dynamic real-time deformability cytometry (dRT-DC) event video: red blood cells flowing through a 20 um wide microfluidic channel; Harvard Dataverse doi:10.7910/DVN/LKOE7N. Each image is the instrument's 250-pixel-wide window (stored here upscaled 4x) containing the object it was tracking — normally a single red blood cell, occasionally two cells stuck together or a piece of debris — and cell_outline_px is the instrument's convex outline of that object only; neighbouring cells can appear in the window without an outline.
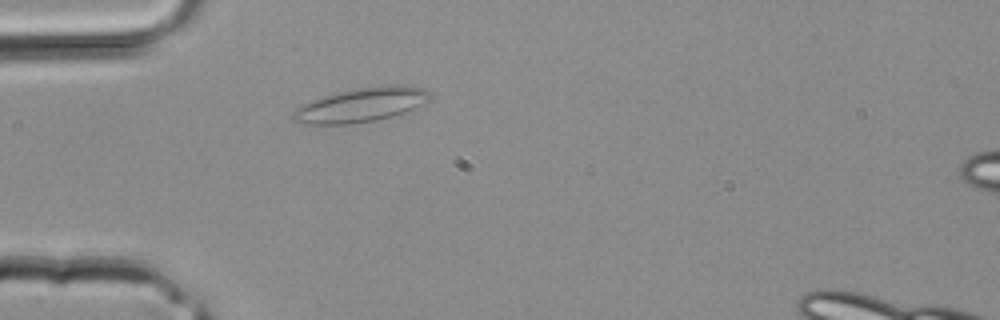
{"species": "common noctule bat (a hibernating species)", "species_latin": "Nyctalus noctula", "temperature_condition": "room temperature", "stored_images_in_passage": 2, "camera_frame_rate_fps": 3000, "um_per_image_px": 0.085, "animal": {"sex": "male", "body_mass_g": 20.4}, "frame": {"image": 1, "passage_image": 2, "time_ms": 0.333, "image_size_px": [1000, 320], "cell_outline_px": [[432, 96], [428, 100], [404, 112], [392, 116], [352, 124], [296, 124], [292, 120], [292, 112], [296, 108], [312, 100], [324, 96], [340, 92], [388, 84], [404, 84], [424, 88]], "centroid_in_image_um": [30.66, 8.92], "position_along_channel_um": 54.3, "area_um2": 26.93}}